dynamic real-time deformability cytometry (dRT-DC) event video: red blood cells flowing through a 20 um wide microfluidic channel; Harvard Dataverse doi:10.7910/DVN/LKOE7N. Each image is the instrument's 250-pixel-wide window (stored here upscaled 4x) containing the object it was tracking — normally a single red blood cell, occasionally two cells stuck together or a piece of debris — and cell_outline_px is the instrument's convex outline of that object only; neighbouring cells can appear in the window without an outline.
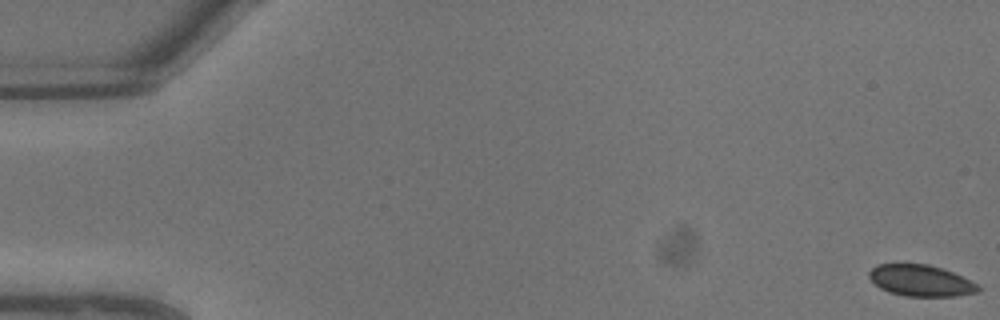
{"species": "common noctule bat (a hibernating species)", "species_latin": "Nyctalus noctula", "temperature_condition": "warm", "stored_images_in_passage": 9, "camera_frame_rate_fps": 3000, "um_per_image_px": 0.085, "animal": {"sex": "male", "body_mass_g": 13.3}, "frame": {"image": 1, "passage_image": 1, "time_ms": 0.0, "image_size_px": [1000, 320], "cell_outline_px": [[980, 292], [956, 296], [904, 296], [888, 292], [880, 288], [868, 276], [868, 272], [872, 268], [880, 264], [928, 264], [952, 272], [976, 284], [980, 288]], "centroid_in_image_um": [78.25, 23.86], "position_along_channel_um": 6.8, "area_um2": 19.71}}
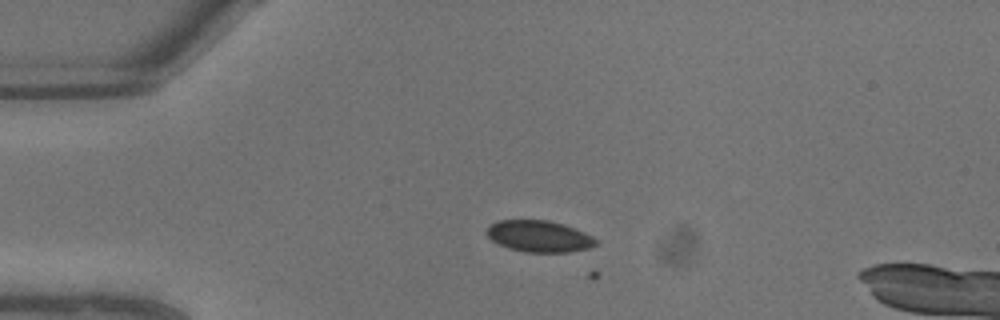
{"frame": {"image": 2, "passage_image": 6, "time_ms": 1.667, "image_size_px": [1000, 320], "cell_outline_px": [[600, 244], [588, 248], [568, 252], [524, 252], [508, 248], [492, 240], [484, 232], [488, 224], [496, 220], [548, 220], [564, 224], [584, 232], [600, 240]], "centroid_in_image_um": [45.82, 20.07], "position_along_channel_um": 39.2, "area_um2": 20.35}}